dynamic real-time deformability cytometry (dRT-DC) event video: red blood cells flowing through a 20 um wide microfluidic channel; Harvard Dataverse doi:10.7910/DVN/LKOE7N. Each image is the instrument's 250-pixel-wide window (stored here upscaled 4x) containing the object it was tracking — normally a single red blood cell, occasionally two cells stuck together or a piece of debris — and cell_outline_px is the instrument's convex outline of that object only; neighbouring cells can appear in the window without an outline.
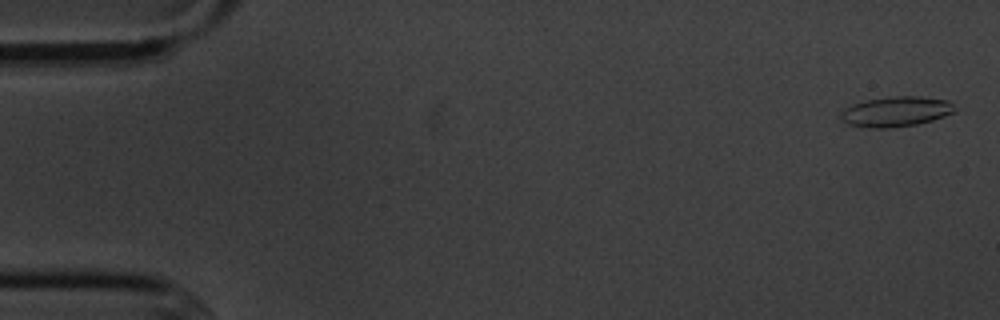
{"species": "common noctule bat (a hibernating species)", "species_latin": "Nyctalus noctula", "temperature_condition": "cold", "stored_images_in_passage": 4, "camera_frame_rate_fps": 3000, "um_per_image_px": 0.085, "animal": {"sex": "male", "body_mass_g": 20.1, "forearm_length_mm": 53.5}, "frame": {"image": 1, "passage_image": 1, "time_ms": 0.0, "image_size_px": [1000, 320], "cell_outline_px": [[956, 112], [932, 120], [916, 124], [892, 128], [872, 128], [848, 124], [840, 116], [840, 112], [844, 108], [852, 104], [868, 100], [888, 96], [920, 96], [948, 100], [952, 104]], "centroid_in_image_um": [76.16, 9.48], "position_along_channel_um": 8.8, "area_um2": 20.0}}